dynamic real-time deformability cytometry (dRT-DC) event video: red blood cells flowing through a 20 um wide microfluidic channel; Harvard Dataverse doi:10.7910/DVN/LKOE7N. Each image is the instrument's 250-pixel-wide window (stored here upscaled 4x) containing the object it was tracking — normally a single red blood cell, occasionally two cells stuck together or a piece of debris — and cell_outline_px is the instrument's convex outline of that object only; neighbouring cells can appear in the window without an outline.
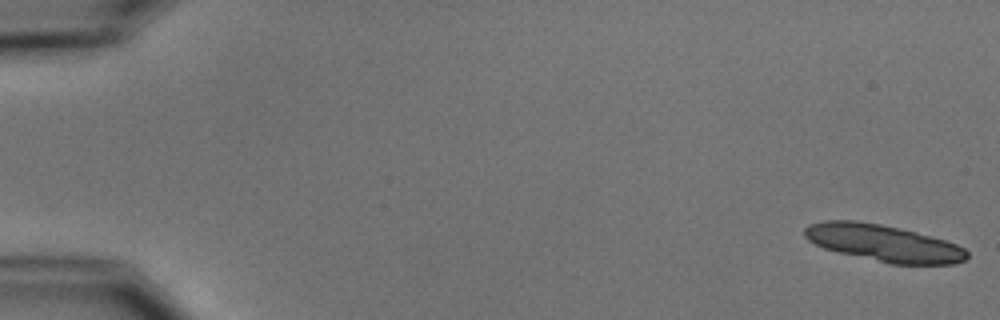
{"species": "common noctule bat (a hibernating species)", "species_latin": "Nyctalus noctula", "temperature_condition": "cold", "stored_images_in_passage": 16, "camera_frame_rate_fps": 3000, "um_per_image_px": 0.085, "animal": {"sex": "male", "body_mass_g": 15.6}, "frame": {"image": 1, "passage_image": 1, "time_ms": 0.0, "image_size_px": [1000, 320], "cell_outline_px": [[968, 256], [964, 260], [952, 264], [892, 264], [840, 252], [824, 248], [808, 240], [804, 236], [804, 228], [808, 224], [824, 220], [856, 220], [880, 224], [900, 228], [916, 232], [944, 240], [956, 244], [964, 248], [968, 252]], "centroid_in_image_um": [75.08, 20.65], "position_along_channel_um": 9.9, "area_um2": 34.56}}